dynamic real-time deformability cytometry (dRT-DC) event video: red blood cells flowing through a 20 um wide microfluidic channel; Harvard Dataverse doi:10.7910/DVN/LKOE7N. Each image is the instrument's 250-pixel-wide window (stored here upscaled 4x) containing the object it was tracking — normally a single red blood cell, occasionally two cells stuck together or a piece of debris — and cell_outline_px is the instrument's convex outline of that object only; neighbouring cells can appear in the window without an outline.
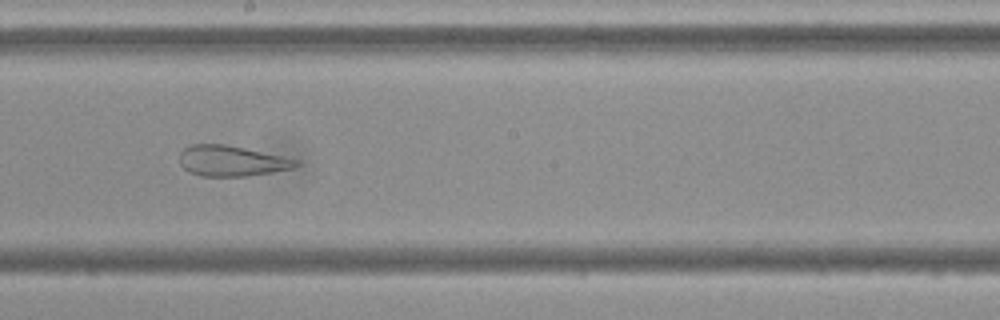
{"species": "Egyptian fruit bat (a non-hibernating species)", "species_latin": "Rousettus aegyptiacus", "temperature_condition": "cold", "stored_images_in_passage": 47, "camera_frame_rate_fps": 3000, "um_per_image_px": 0.085, "frame": {"image": 1, "passage_image": 23, "time_ms": 7.333, "image_size_px": [1000, 320], "cell_outline_px": [[300, 164], [296, 168], [272, 172], [244, 176], [200, 176], [188, 172], [180, 164], [180, 152], [184, 148], [192, 144], [224, 144], [244, 148], [300, 160]], "centroid_in_image_um": [19.69, 13.68], "position_along_channel_um": 228.5, "area_um2": 20.75}}
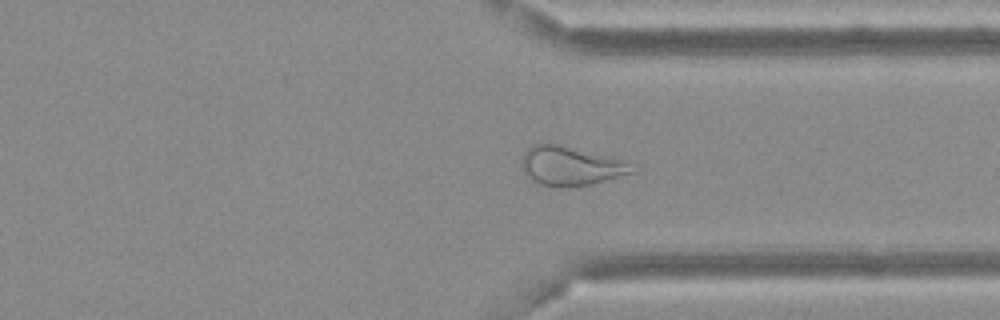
{"frame": {"image": 2, "passage_image": 34, "time_ms": 11.0, "image_size_px": [1000, 320], "cell_outline_px": [[640, 168], [636, 172], [592, 184], [540, 184], [532, 180], [524, 172], [520, 164], [520, 160], [524, 152], [532, 144], [556, 144], [624, 160]], "centroid_in_image_um": [48.54, 14.07], "position_along_channel_um": 362.9, "area_um2": 24.51}}
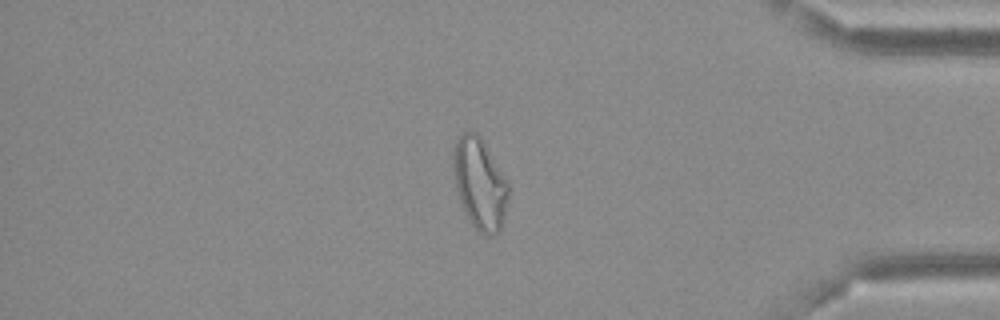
{"frame": {"image": 3, "passage_image": 39, "time_ms": 12.667, "image_size_px": [1000, 320], "cell_outline_px": [[512, 188], [504, 216], [500, 228], [492, 236], [488, 236], [480, 232], [468, 220], [456, 188], [452, 168], [452, 156], [456, 140], [464, 132], [476, 132], [480, 136]], "centroid_in_image_um": [40.79, 15.61], "position_along_channel_um": 394.4, "area_um2": 29.36}, "authors_computed_cell_mechanics": {"area_um2": 29.3046, "velocity_mm_per_s": 3.6624, "shape_relaxation_time_tau1_ms": null, "shape_relaxation_time_tau2_ms": 1.6346, "deformation_change_tau1": null, "deformation_change_tau2": 0.1088}}